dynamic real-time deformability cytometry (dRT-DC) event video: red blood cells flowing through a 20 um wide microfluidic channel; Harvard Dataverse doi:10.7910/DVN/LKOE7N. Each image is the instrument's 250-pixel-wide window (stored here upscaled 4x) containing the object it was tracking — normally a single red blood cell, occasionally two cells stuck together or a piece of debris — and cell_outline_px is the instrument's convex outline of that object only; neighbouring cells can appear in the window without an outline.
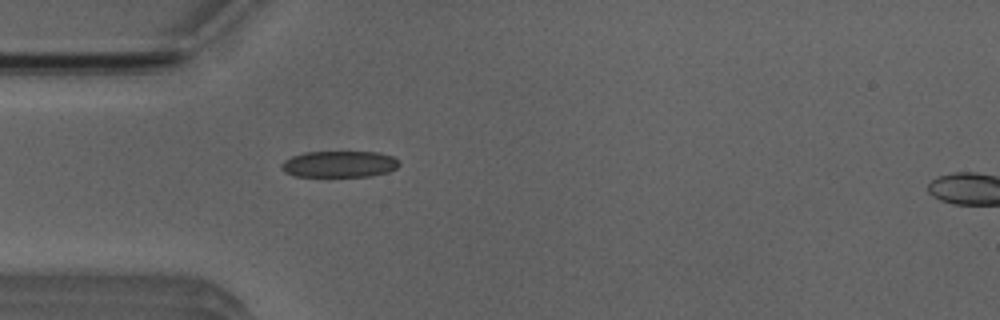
{"species": "Egyptian fruit bat (a non-hibernating species)", "species_latin": "Rousettus aegyptiacus", "temperature_condition": "room temperature", "stored_images_in_passage": 2, "camera_frame_rate_fps": 3000, "um_per_image_px": 0.085, "animal": {"sex": "male"}, "frame": {"image": 1, "passage_image": 1, "time_ms": 0.0, "image_size_px": [1000, 320], "cell_outline_px": [[400, 164], [396, 168], [388, 172], [372, 176], [296, 176], [284, 172], [280, 168], [280, 164], [284, 160], [292, 156], [304, 152], [380, 152], [392, 156]], "centroid_in_image_um": [28.82, 13.95], "position_along_channel_um": 56.2, "area_um2": 18.15}}